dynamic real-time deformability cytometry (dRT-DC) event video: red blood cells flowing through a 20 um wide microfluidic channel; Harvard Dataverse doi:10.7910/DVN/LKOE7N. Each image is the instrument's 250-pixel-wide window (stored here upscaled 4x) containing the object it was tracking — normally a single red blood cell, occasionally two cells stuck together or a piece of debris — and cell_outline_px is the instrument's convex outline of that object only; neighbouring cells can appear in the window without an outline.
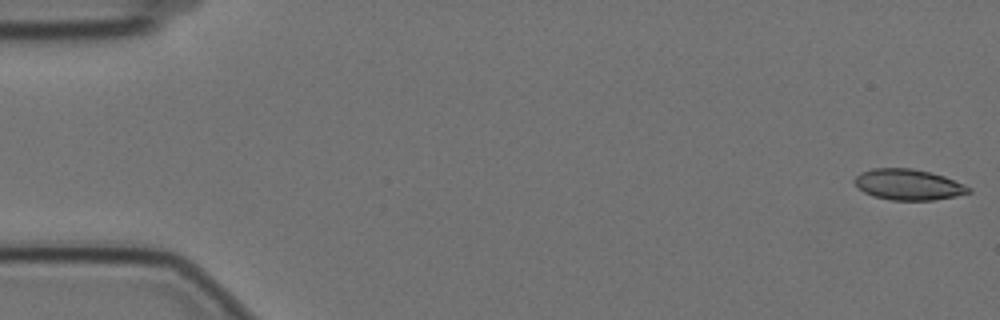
{"species": "Egyptian fruit bat (a non-hibernating species)", "species_latin": "Rousettus aegyptiacus", "temperature_condition": "cold", "stored_images_in_passage": 58, "camera_frame_rate_fps": 3000, "um_per_image_px": 0.085, "animal": {"sex": "female"}, "frame": {"image": 1, "passage_image": 1, "time_ms": 0.0, "image_size_px": [1000, 320], "cell_outline_px": [[972, 192], [956, 196], [932, 200], [892, 200], [872, 196], [864, 192], [852, 180], [860, 172], [872, 168], [912, 168], [944, 176], [972, 188]], "centroid_in_image_um": [77.19, 15.69], "position_along_channel_um": 7.8, "area_um2": 20.46}}
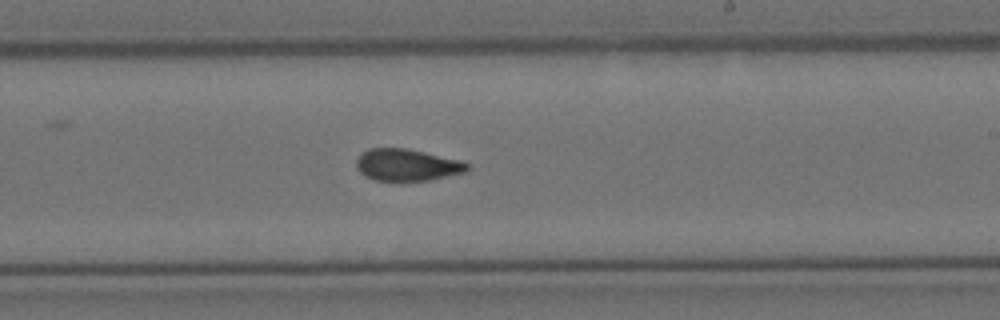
{"frame": {"image": 2, "passage_image": 34, "time_ms": 11.0, "image_size_px": [1000, 320], "cell_outline_px": [[472, 168], [468, 172], [432, 180], [376, 180], [364, 176], [356, 168], [356, 160], [360, 152], [368, 148], [404, 148], [424, 152], [460, 160], [468, 164]], "centroid_in_image_um": [34.61, 14.02], "position_along_channel_um": 254.4, "area_um2": 20.81}}
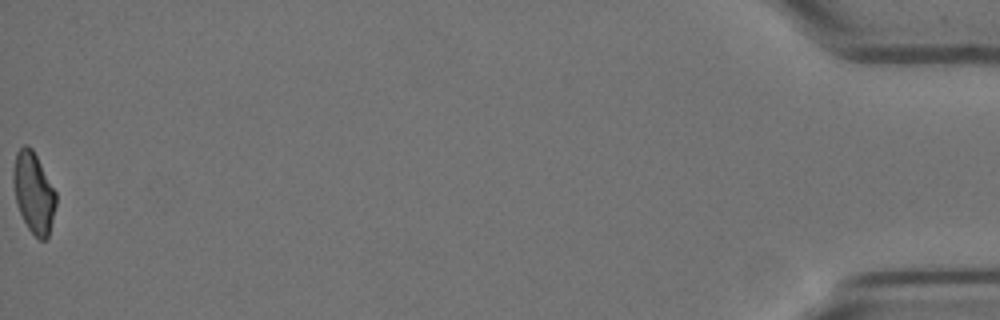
{"frame": {"image": 3, "passage_image": 58, "time_ms": 19.0, "image_size_px": [1000, 320], "cell_outline_px": [[56, 204], [48, 236], [44, 240], [40, 240], [28, 228], [16, 204], [12, 180], [12, 172], [16, 152], [24, 144], [28, 144], [32, 148], [56, 192]], "centroid_in_image_um": [2.84, 16.34], "position_along_channel_um": 432.4, "area_um2": 20.0}, "authors_computed_cell_mechanics": {"area_um2": 20.9236, "velocity_mm_per_s": 3.4915, "shape_relaxation_time_tau1_ms": 8.5097, "shape_relaxation_time_tau2_ms": 2.3586, "deformation_change_tau1": 0.1684, "deformation_change_tau2": 0.0677}}